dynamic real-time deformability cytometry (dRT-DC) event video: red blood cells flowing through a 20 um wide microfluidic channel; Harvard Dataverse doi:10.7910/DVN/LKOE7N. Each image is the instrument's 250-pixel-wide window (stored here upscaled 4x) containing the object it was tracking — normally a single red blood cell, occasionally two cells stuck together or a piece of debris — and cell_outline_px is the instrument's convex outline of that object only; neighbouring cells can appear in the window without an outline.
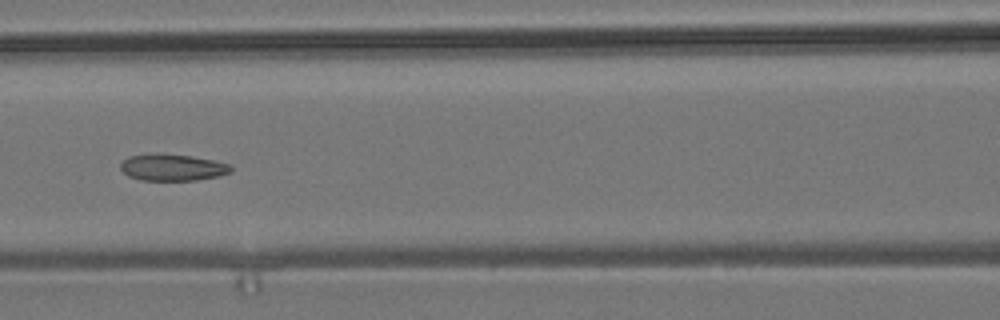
{"species": "common noctule bat (a hibernating species)", "species_latin": "Nyctalus noctula", "temperature_condition": "room temperature", "stored_images_in_passage": 10, "camera_frame_rate_fps": 3000, "um_per_image_px": 0.085, "animal": {"sex": "male", "body_mass_g": 19.2, "forearm_length_mm": 51.8}, "frame": {"image": 1, "passage_image": 7, "time_ms": 8.333, "image_size_px": [1000, 320], "cell_outline_px": [[232, 172], [220, 176], [196, 180], [140, 180], [128, 176], [120, 168], [120, 164], [128, 156], [148, 152], [192, 156], [232, 164]], "centroid_in_image_um": [14.66, 14.22], "position_along_channel_um": 151.9, "area_um2": 17.46}}
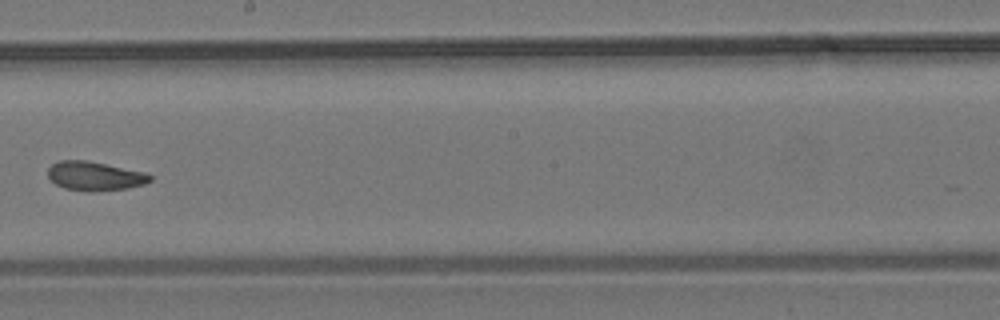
{"frame": {"image": 2, "passage_image": 9, "time_ms": 10.667, "image_size_px": [1000, 320], "cell_outline_px": [[152, 180], [144, 184], [128, 188], [88, 192], [64, 188], [56, 184], [48, 176], [48, 168], [52, 164], [60, 160], [88, 160], [144, 172], [152, 176]], "centroid_in_image_um": [8.05, 14.96], "position_along_channel_um": 240.1, "area_um2": 17.28}}
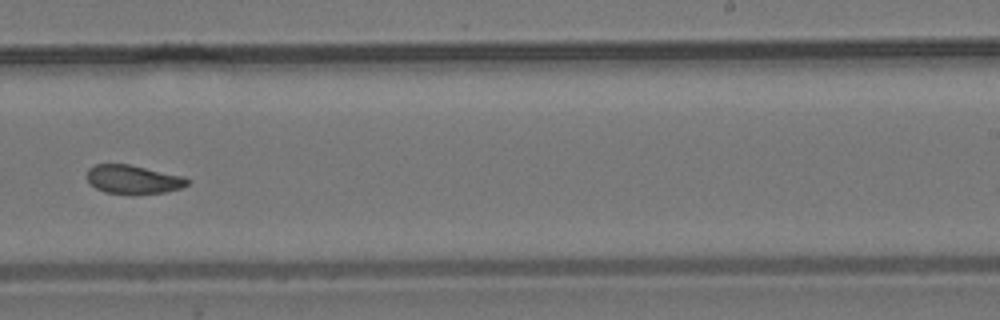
{"frame": {"image": 3, "passage_image": 10, "time_ms": 11.667, "image_size_px": [1000, 320], "cell_outline_px": [[192, 180], [188, 184], [180, 188], [164, 192], [132, 196], [104, 192], [96, 188], [88, 180], [88, 168], [96, 164], [128, 164], [184, 176]], "centroid_in_image_um": [11.35, 15.28], "position_along_channel_um": 277.7, "area_um2": 17.11}}